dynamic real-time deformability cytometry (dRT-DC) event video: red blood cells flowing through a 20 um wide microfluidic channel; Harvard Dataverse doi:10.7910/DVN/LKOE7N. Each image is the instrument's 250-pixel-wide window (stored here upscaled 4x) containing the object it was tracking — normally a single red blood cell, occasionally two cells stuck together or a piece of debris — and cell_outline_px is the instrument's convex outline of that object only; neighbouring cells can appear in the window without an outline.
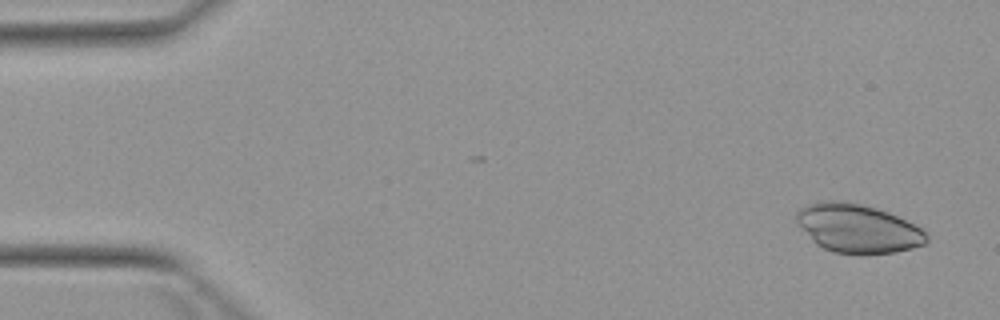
{"species": "Egyptian fruit bat (a non-hibernating species)", "species_latin": "Rousettus aegyptiacus", "temperature_condition": "warm", "stored_images_in_passage": 4, "camera_frame_rate_fps": 3000, "um_per_image_px": 0.085, "animal": {"sex": "female"}, "frame": {"image": 1, "passage_image": 1, "time_ms": 0.0, "image_size_px": [1000, 320], "cell_outline_px": [[928, 240], [924, 244], [912, 248], [896, 252], [864, 256], [860, 256], [832, 252], [816, 244], [796, 224], [796, 212], [800, 208], [808, 204], [824, 200], [844, 200], [876, 208], [888, 212], [920, 228], [928, 236]], "centroid_in_image_um": [72.87, 19.44], "position_along_channel_um": 12.1, "area_um2": 37.34}}